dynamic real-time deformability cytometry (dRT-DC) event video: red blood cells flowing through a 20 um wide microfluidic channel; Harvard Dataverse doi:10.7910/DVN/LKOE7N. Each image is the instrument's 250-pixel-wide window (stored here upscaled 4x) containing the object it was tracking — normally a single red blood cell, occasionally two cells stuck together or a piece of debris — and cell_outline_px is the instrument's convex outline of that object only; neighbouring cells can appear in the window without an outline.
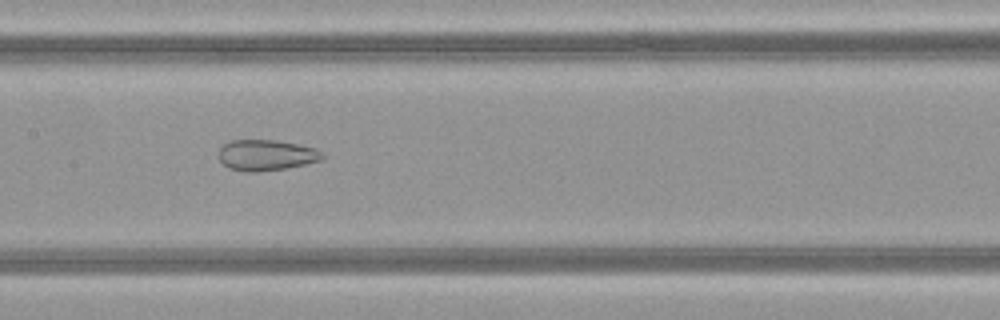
{"species": "common noctule bat (a hibernating species)", "species_latin": "Nyctalus noctula", "temperature_condition": "warm", "stored_images_in_passage": 49, "camera_frame_rate_fps": 3000, "um_per_image_px": 0.085, "animal": {"sex": "female", "body_mass_g": 21.9}, "frame": {"image": 1, "passage_image": 24, "time_ms": 7.667, "image_size_px": [1000, 320], "cell_outline_px": [[324, 156], [320, 160], [304, 164], [284, 168], [256, 172], [244, 172], [228, 168], [220, 160], [220, 148], [224, 144], [232, 140], [276, 140], [300, 144], [316, 148], [324, 152]], "centroid_in_image_um": [22.65, 13.18], "position_along_channel_um": 184.8, "area_um2": 18.61}}
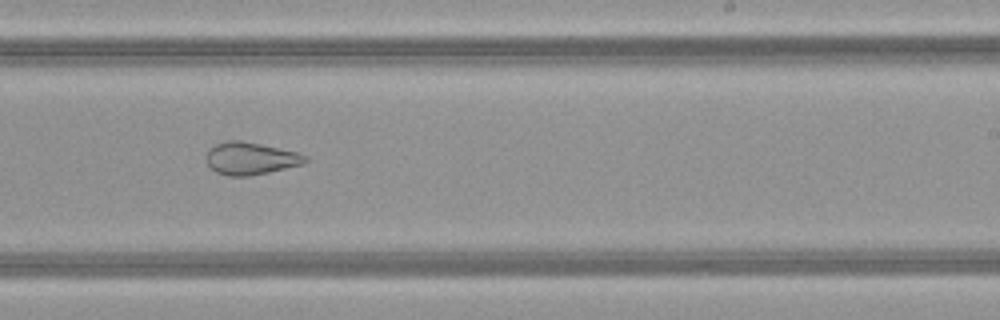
{"frame": {"image": 2, "passage_image": 30, "time_ms": 9.667, "image_size_px": [1000, 320], "cell_outline_px": [[308, 160], [304, 164], [268, 172], [248, 176], [228, 176], [216, 172], [208, 164], [208, 148], [216, 144], [228, 140], [240, 140], [260, 144], [296, 152], [308, 156]], "centroid_in_image_um": [21.31, 13.47], "position_along_channel_um": 267.7, "area_um2": 18.5}}
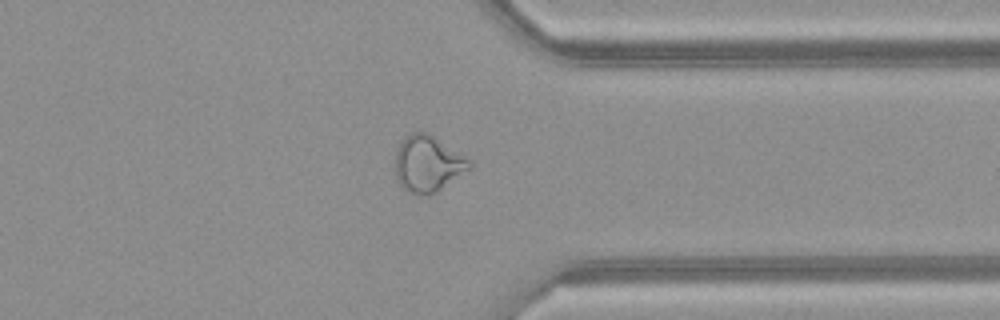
{"frame": {"image": 3, "passage_image": 38, "time_ms": 12.333, "image_size_px": [1000, 320], "cell_outline_px": [[472, 168], [436, 192], [424, 196], [416, 196], [400, 188], [396, 176], [396, 152], [400, 144], [412, 132], [428, 132], [468, 160], [472, 164]], "centroid_in_image_um": [36.34, 13.97], "position_along_channel_um": 375.1, "area_um2": 24.04}, "authors_computed_cell_mechanics": {"area_um2": 26.9926, "velocity_mm_per_s": 4.1689, "shape_relaxation_time_tau1_ms": null, "shape_relaxation_time_tau2_ms": 1.8297, "deformation_change_tau1": null, "deformation_change_tau2": 0.0984}}